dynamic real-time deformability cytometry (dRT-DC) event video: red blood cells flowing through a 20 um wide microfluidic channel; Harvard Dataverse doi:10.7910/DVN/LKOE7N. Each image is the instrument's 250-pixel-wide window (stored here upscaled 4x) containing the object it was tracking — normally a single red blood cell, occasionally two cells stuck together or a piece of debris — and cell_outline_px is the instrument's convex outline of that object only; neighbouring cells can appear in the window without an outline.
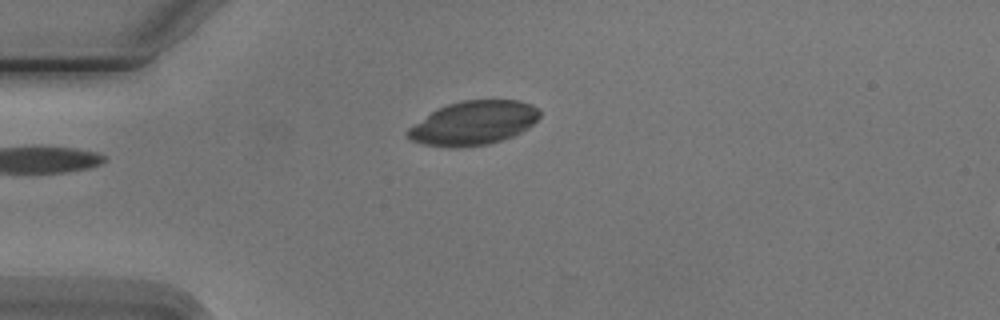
{"species": "Egyptian fruit bat (a non-hibernating species)", "species_latin": "Rousettus aegyptiacus", "temperature_condition": "cold", "stored_images_in_passage": 4, "camera_frame_rate_fps": 3000, "um_per_image_px": 0.085, "animal": {"sex": "male"}, "frame": {"image": 1, "passage_image": 4, "time_ms": 3.333, "image_size_px": [1000, 320], "cell_outline_px": [[540, 116], [528, 128], [512, 136], [488, 144], [452, 148], [424, 144], [412, 140], [404, 132], [408, 128], [436, 108], [460, 100], [520, 100], [532, 104], [540, 108]], "centroid_in_image_um": [40.25, 10.44], "position_along_channel_um": 44.8, "area_um2": 33.81}}